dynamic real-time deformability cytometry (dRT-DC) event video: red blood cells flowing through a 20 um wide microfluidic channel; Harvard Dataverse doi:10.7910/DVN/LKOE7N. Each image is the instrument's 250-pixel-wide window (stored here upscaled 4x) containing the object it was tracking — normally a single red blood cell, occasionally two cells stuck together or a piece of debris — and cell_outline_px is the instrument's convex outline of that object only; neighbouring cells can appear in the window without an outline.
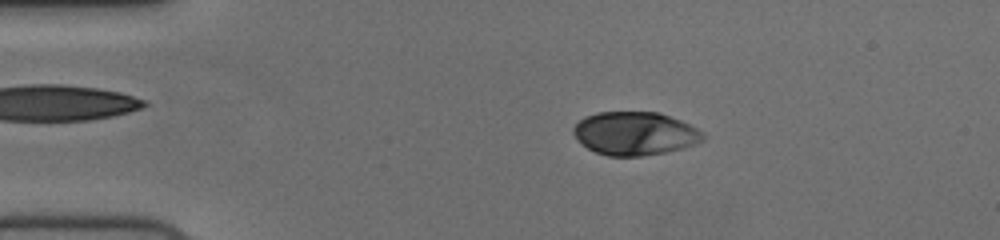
{"species": "human", "species_latin": "Homo sapiens", "temperature_condition": "cold", "stored_images_in_passage": 55, "camera_frame_rate_fps": 3000, "um_per_image_px": 0.085, "donor": {"sex": "female"}, "frame": {"image": 1, "passage_image": 10, "time_ms": 3.0, "image_size_px": [1000, 240], "cell_outline_px": [[704, 140], [696, 144], [684, 148], [664, 152], [640, 156], [608, 156], [596, 152], [588, 148], [572, 132], [572, 128], [584, 116], [596, 112], [660, 112], [680, 120], [704, 132]], "centroid_in_image_um": [53.98, 11.34], "position_along_channel_um": 31.0, "area_um2": 32.66}}
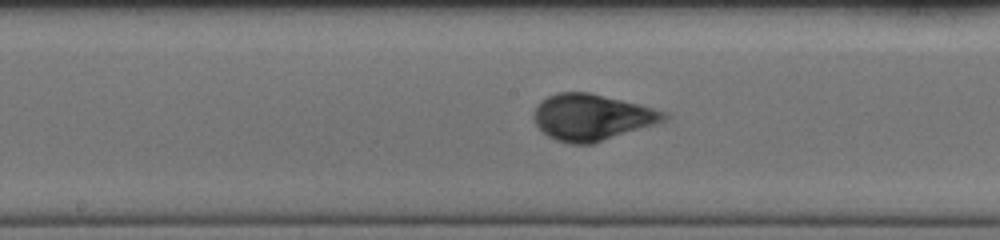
{"frame": {"image": 2, "passage_image": 28, "time_ms": 9.0, "image_size_px": [1000, 240], "cell_outline_px": [[668, 120], [656, 124], [592, 144], [572, 144], [556, 140], [548, 136], [536, 124], [532, 116], [532, 112], [540, 100], [556, 92], [588, 92], [640, 104], [668, 112]], "centroid_in_image_um": [50.31, 9.96], "position_along_channel_um": 197.9, "area_um2": 35.32}}
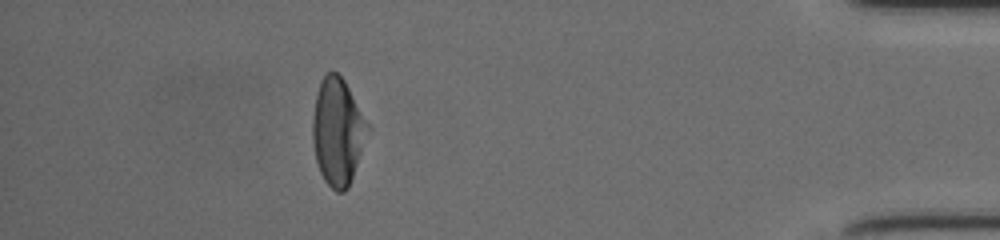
{"frame": {"image": 3, "passage_image": 49, "time_ms": 16.0, "image_size_px": [1000, 240], "cell_outline_px": [[372, 128], [348, 188], [344, 192], [336, 192], [324, 180], [320, 172], [316, 160], [312, 140], [312, 120], [316, 92], [320, 80], [328, 72], [336, 72], [344, 80]], "centroid_in_image_um": [28.72, 11.19], "position_along_channel_um": 406.5, "area_um2": 34.8}, "authors_computed_cell_mechanics": {"area_um2": 34.4488, "velocity_mm_per_s": 3.7167, "shape_relaxation_time_tau1_ms": 4.0595, "shape_relaxation_time_tau2_ms": null, "deformation_change_tau1": 0.1929, "deformation_change_tau2": null}}